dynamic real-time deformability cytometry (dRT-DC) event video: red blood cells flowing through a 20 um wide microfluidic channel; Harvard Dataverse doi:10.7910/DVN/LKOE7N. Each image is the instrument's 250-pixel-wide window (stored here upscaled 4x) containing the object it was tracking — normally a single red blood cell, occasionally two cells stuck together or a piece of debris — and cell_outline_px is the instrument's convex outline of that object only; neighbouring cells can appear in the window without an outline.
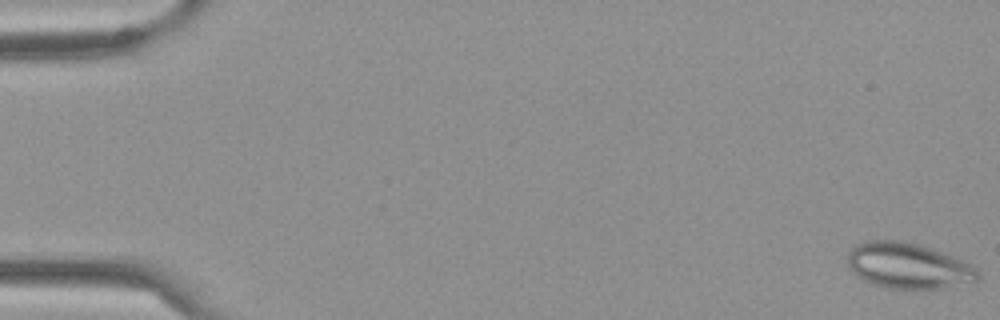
{"species": "Egyptian fruit bat (a non-hibernating species)", "species_latin": "Rousettus aegyptiacus", "temperature_condition": "cold", "stored_images_in_passage": 61, "camera_frame_rate_fps": 3000, "um_per_image_px": 0.085, "frame": {"image": 1, "passage_image": 1, "time_ms": 0.0, "image_size_px": [1000, 320], "cell_outline_px": [[980, 280], [976, 284], [940, 288], [888, 288], [872, 284], [856, 276], [852, 272], [848, 264], [848, 252], [856, 244], [864, 240], [900, 240], [932, 248], [952, 256], [976, 268], [980, 272]], "centroid_in_image_um": [77.22, 22.6], "position_along_channel_um": 7.8, "area_um2": 35.03}}
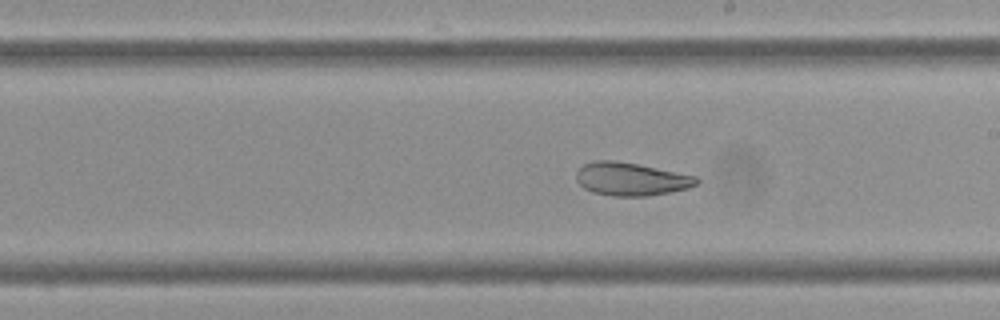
{"frame": {"image": 2, "passage_image": 35, "time_ms": 11.333, "image_size_px": [1000, 320], "cell_outline_px": [[700, 180], [696, 184], [688, 188], [648, 196], [612, 196], [592, 192], [584, 188], [576, 180], [576, 172], [584, 164], [596, 160], [612, 160], [636, 164], [696, 176]], "centroid_in_image_um": [53.61, 15.22], "position_along_channel_um": 235.4, "area_um2": 22.95}}
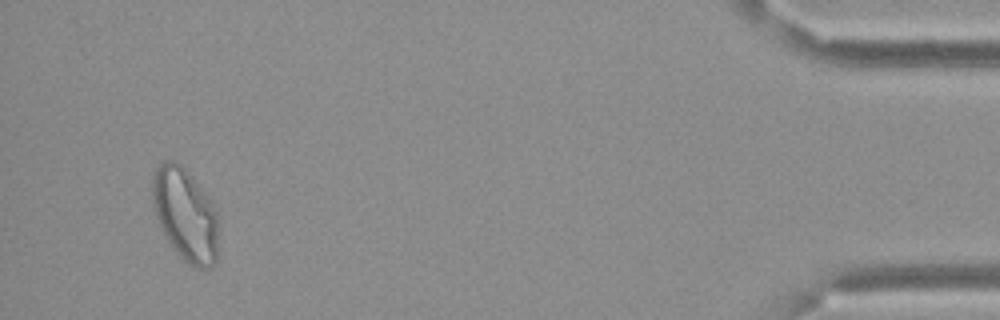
{"frame": {"image": 3, "passage_image": 58, "time_ms": 19.0, "image_size_px": [1000, 320], "cell_outline_px": [[216, 264], [208, 268], [196, 268], [188, 264], [172, 248], [156, 216], [152, 200], [152, 176], [156, 168], [164, 160], [176, 160], [192, 176], [212, 200], [216, 212]], "centroid_in_image_um": [15.73, 18.21], "position_along_channel_um": 419.5, "area_um2": 35.55}}